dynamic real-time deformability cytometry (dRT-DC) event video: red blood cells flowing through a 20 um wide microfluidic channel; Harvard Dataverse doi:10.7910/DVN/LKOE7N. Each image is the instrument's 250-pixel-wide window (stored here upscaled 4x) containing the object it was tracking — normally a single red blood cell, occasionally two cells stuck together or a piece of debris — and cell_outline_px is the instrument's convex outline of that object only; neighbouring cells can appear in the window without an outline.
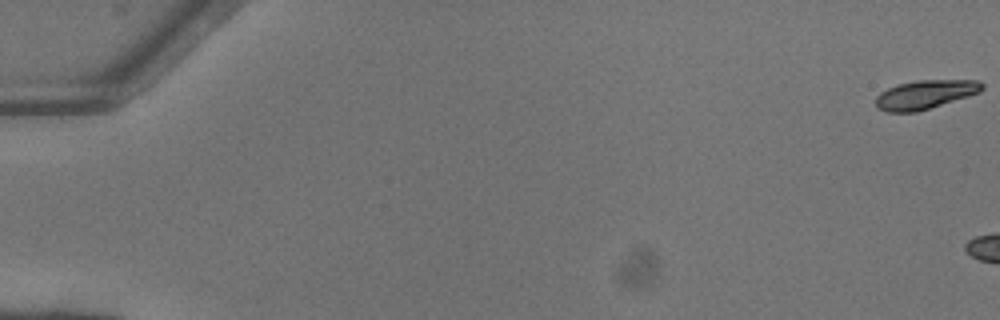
{"species": "common noctule bat (a hibernating species)", "species_latin": "Nyctalus noctula", "temperature_condition": "warm", "stored_images_in_passage": 5, "camera_frame_rate_fps": 3000, "um_per_image_px": 0.085, "animal": {"sex": "female"}, "frame": {"image": 1, "passage_image": 1, "time_ms": 0.0, "image_size_px": [1000, 320], "cell_outline_px": [[984, 88], [980, 92], [968, 96], [916, 112], [884, 112], [876, 108], [876, 96], [880, 92], [896, 84], [916, 80], [980, 80], [984, 84]], "centroid_in_image_um": [78.61, 8.03], "position_along_channel_um": 6.4, "area_um2": 17.98}}